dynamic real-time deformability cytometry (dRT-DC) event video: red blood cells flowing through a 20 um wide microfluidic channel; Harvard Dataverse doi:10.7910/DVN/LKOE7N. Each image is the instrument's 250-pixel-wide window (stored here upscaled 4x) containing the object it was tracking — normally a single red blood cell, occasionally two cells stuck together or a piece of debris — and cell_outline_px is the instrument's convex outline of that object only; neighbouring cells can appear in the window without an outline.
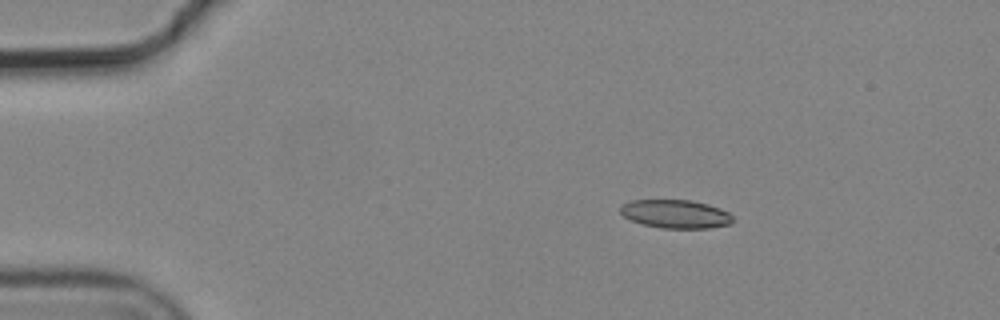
{"species": "common noctule bat (a hibernating species)", "species_latin": "Nyctalus noctula", "temperature_condition": "cold", "stored_images_in_passage": 5, "camera_frame_rate_fps": 3000, "um_per_image_px": 0.085, "animal": {"sex": "male", "body_mass_g": 19.2, "forearm_length_mm": 51.8}, "frame": {"image": 1, "passage_image": 2, "time_ms": 0.333, "image_size_px": [1000, 320], "cell_outline_px": [[732, 224], [708, 228], [660, 228], [640, 224], [624, 216], [620, 212], [620, 204], [632, 200], [692, 200], [708, 204], [720, 208], [728, 212], [732, 216]], "centroid_in_image_um": [57.41, 18.19], "position_along_channel_um": 27.6, "area_um2": 18.79}}